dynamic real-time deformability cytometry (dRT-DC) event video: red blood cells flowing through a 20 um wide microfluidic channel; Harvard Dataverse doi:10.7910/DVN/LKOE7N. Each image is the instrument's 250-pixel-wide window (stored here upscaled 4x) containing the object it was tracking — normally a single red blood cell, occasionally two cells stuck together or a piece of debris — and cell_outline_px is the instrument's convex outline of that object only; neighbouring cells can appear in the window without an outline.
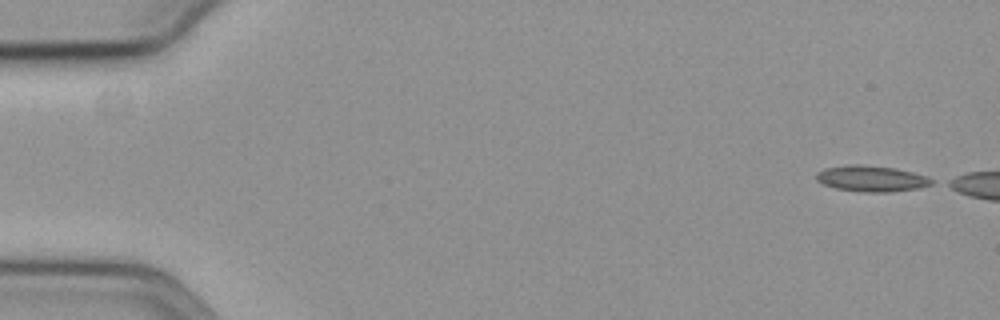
{"species": "common noctule bat (a hibernating species)", "species_latin": "Nyctalus noctula", "temperature_condition": "cold", "stored_images_in_passage": 6, "camera_frame_rate_fps": 3000, "um_per_image_px": 0.085, "animal": {"sex": "female", "body_mass_g": 19.3, "forearm_length_mm": 54.1}, "frame": {"image": 1, "passage_image": 1, "time_ms": 0.0, "image_size_px": [1000, 320], "cell_outline_px": [[936, 180], [932, 184], [920, 188], [888, 192], [864, 192], [836, 188], [824, 184], [816, 180], [816, 172], [824, 168], [848, 164], [860, 164], [896, 168], [928, 176]], "centroid_in_image_um": [74.1, 15.17], "position_along_channel_um": 10.9, "area_um2": 17.63}}